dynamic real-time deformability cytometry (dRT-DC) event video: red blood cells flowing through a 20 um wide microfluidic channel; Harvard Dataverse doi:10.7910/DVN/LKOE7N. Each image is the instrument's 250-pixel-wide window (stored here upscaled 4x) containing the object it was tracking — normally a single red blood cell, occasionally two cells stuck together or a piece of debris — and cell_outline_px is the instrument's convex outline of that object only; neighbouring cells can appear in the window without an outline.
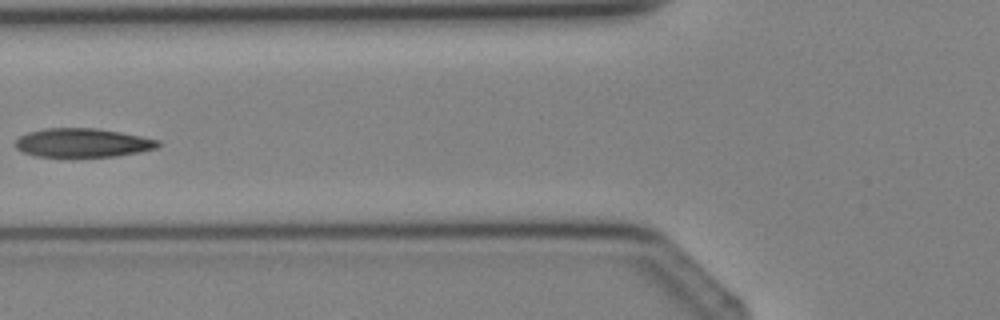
{"species": "Egyptian fruit bat (a non-hibernating species)", "species_latin": "Rousettus aegyptiacus", "temperature_condition": "cold", "stored_images_in_passage": 5, "camera_frame_rate_fps": 3000, "um_per_image_px": 0.085, "animal": {"sex": "female"}, "frame": {"image": 1, "passage_image": 5, "time_ms": 4.667, "image_size_px": [1000, 320], "cell_outline_px": [[160, 144], [156, 148], [140, 152], [116, 156], [36, 156], [24, 152], [16, 148], [16, 140], [20, 136], [28, 132], [44, 128], [96, 128], [120, 132], [160, 140]], "centroid_in_image_um": [7.03, 12.13], "position_along_channel_um": 118.8, "area_um2": 23.76}}